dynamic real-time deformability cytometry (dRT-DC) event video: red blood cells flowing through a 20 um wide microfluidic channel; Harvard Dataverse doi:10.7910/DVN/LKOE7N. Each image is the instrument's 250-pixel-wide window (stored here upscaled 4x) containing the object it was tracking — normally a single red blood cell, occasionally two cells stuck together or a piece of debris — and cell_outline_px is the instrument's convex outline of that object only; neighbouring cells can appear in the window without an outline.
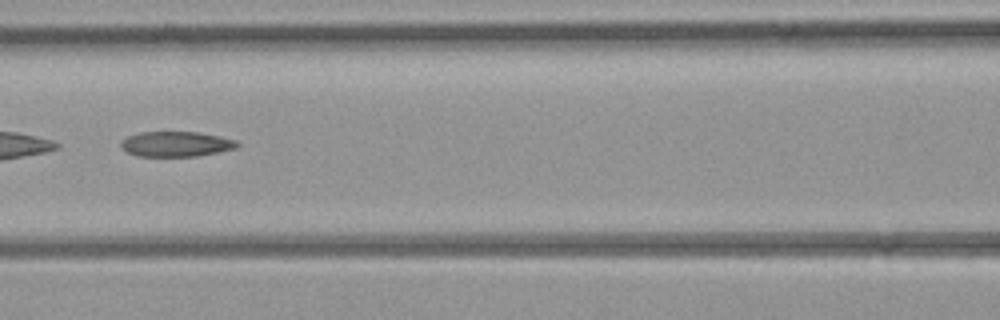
{"species": "common noctule bat (a hibernating species)", "species_latin": "Nyctalus noctula", "temperature_condition": "room temperature", "stored_images_in_passage": 6, "camera_frame_rate_fps": 3000, "um_per_image_px": 0.085, "animal": {"sex": "female", "body_mass_g": 21.9}, "frame": {"image": 1, "passage_image": 6, "time_ms": 5.667, "image_size_px": [1000, 320], "cell_outline_px": [[240, 144], [236, 148], [196, 156], [136, 156], [120, 148], [120, 140], [128, 136], [140, 132], [196, 132], [220, 136], [236, 140]], "centroid_in_image_um": [14.93, 12.24], "position_along_channel_um": 151.7, "area_um2": 17.05}}